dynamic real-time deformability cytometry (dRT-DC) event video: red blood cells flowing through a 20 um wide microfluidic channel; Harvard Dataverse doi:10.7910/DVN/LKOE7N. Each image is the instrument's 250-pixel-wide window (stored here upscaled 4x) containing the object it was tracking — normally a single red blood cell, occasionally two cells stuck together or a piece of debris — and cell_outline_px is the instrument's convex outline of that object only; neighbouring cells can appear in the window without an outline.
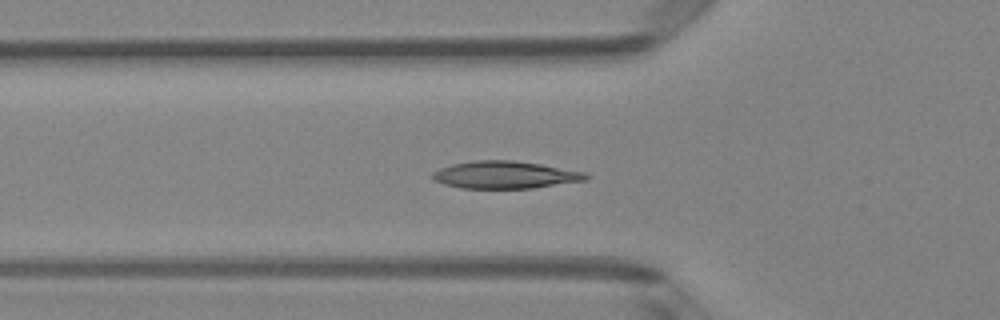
{"species": "Egyptian fruit bat (a non-hibernating species)", "species_latin": "Rousettus aegyptiacus", "temperature_condition": "room temperature", "stored_images_in_passage": 50, "camera_frame_rate_fps": 3000, "um_per_image_px": 0.085, "animal": {"sex": "female"}, "frame": {"image": 1, "passage_image": 16, "time_ms": 5.0, "image_size_px": [1000, 320], "cell_outline_px": [[592, 176], [588, 180], [532, 188], [460, 188], [444, 184], [432, 180], [432, 172], [440, 168], [452, 164], [476, 160], [512, 160], [540, 164], [584, 172]], "centroid_in_image_um": [42.93, 14.86], "position_along_channel_um": 82.9, "area_um2": 24.51}}
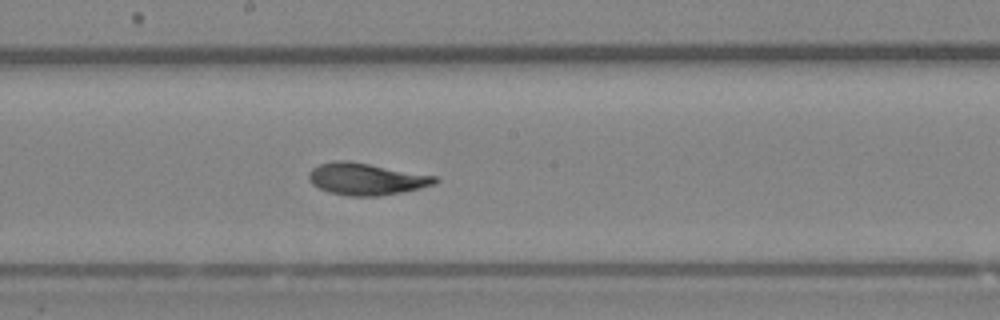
{"frame": {"image": 2, "passage_image": 26, "time_ms": 8.333, "image_size_px": [1000, 320], "cell_outline_px": [[440, 180], [436, 184], [420, 188], [380, 196], [348, 196], [328, 192], [312, 184], [308, 176], [308, 172], [312, 168], [320, 164], [332, 160], [348, 160], [436, 176]], "centroid_in_image_um": [31.12, 15.21], "position_along_channel_um": 217.1, "area_um2": 23.52}}
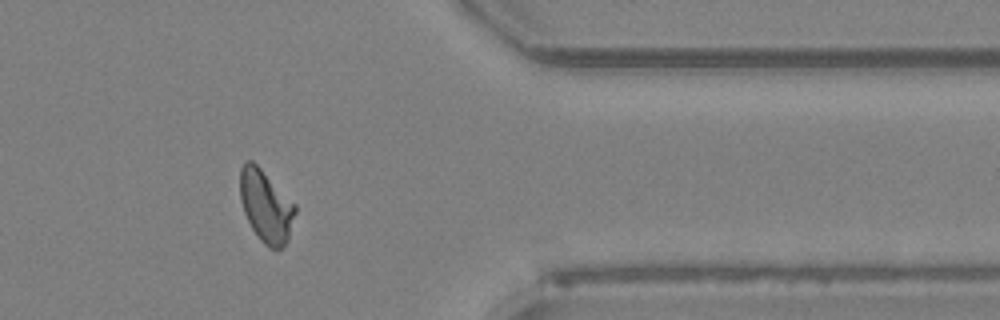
{"frame": {"image": 3, "passage_image": 40, "time_ms": 13.0, "image_size_px": [1000, 320], "cell_outline_px": [[296, 212], [288, 240], [280, 248], [268, 248], [260, 240], [252, 228], [244, 212], [240, 200], [240, 168], [244, 160], [252, 160], [296, 204]], "centroid_in_image_um": [22.6, 17.51], "position_along_channel_um": 388.8, "area_um2": 23.12}, "authors_computed_cell_mechanics": {"area_um2": 23.3512, "velocity_mm_per_s": 4.0493, "shape_relaxation_time_tau1_ms": 3.4821, "shape_relaxation_time_tau2_ms": 1.8057, "deformation_change_tau1": 0.1422, "deformation_change_tau2": 0.0537}}